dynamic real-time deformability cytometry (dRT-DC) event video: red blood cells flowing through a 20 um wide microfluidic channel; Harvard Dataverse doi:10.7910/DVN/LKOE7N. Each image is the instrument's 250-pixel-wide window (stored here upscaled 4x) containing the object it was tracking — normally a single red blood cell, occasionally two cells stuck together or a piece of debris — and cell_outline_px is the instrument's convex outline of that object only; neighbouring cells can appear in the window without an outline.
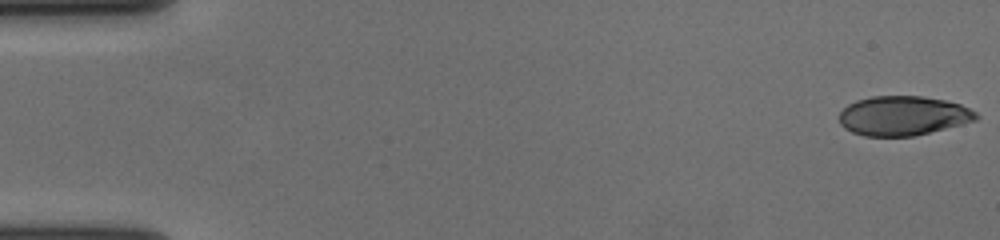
{"species": "human", "species_latin": "Homo sapiens", "temperature_condition": "cold", "stored_images_in_passage": 57, "camera_frame_rate_fps": 3000, "um_per_image_px": 0.085, "donor": {"sex": "female"}, "frame": {"image": 1, "passage_image": 1, "time_ms": 0.0, "image_size_px": [1000, 240], "cell_outline_px": [[980, 116], [976, 120], [912, 136], [864, 136], [852, 132], [844, 128], [840, 124], [840, 112], [848, 104], [856, 100], [872, 96], [924, 96], [944, 100], [960, 104], [976, 112]], "centroid_in_image_um": [76.73, 9.83], "position_along_channel_um": 8.3, "area_um2": 31.27}}
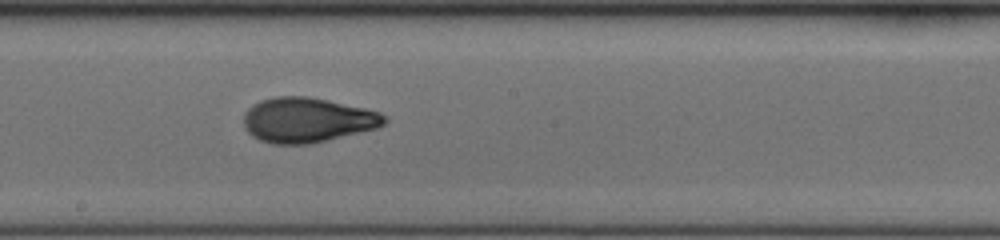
{"frame": {"image": 2, "passage_image": 32, "time_ms": 10.333, "image_size_px": [1000, 240], "cell_outline_px": [[388, 120], [384, 124], [376, 128], [308, 144], [272, 144], [260, 140], [252, 136], [244, 128], [244, 112], [252, 104], [260, 100], [276, 96], [308, 96], [328, 100], [364, 108], [380, 112], [388, 116]], "centroid_in_image_um": [26.09, 10.19], "position_along_channel_um": 222.1, "area_um2": 36.82}}
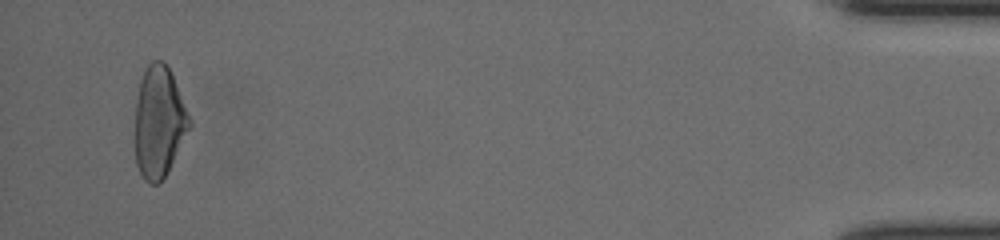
{"frame": {"image": 3, "passage_image": 55, "time_ms": 18.0, "image_size_px": [1000, 240], "cell_outline_px": [[192, 124], [164, 176], [156, 184], [148, 184], [144, 180], [136, 164], [136, 104], [140, 80], [148, 64], [152, 60], [164, 60], [172, 76], [192, 120]], "centroid_in_image_um": [13.51, 10.35], "position_along_channel_um": 421.7, "area_um2": 34.68}, "authors_computed_cell_mechanics": {"area_um2": 34.9112, "velocity_mm_per_s": 3.6612, "shape_relaxation_time_tau1_ms": 4.9933, "shape_relaxation_time_tau2_ms": 1.4, "deformation_change_tau1": 0.1936, "deformation_change_tau2": 0.0694}}